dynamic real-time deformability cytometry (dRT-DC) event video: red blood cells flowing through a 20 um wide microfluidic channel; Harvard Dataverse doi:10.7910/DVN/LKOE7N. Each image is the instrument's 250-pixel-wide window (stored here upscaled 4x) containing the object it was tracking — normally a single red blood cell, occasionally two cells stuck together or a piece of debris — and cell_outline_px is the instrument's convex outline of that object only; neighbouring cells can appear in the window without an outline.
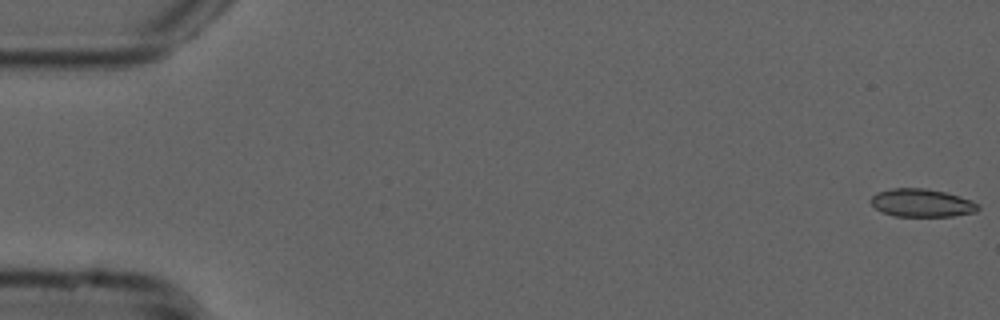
{"species": "common noctule bat (a hibernating species)", "species_latin": "Nyctalus noctula", "temperature_condition": "cold", "stored_images_in_passage": 37, "camera_frame_rate_fps": 3000, "um_per_image_px": 0.085, "animal": {"sex": "male", "forearm_length_mm": 52.5}, "frame": {"image": 1, "passage_image": 1, "time_ms": 0.0, "image_size_px": [1000, 320], "cell_outline_px": [[980, 208], [976, 212], [952, 216], [896, 216], [884, 212], [876, 208], [868, 200], [876, 192], [892, 188], [928, 188], [960, 196], [972, 200], [980, 204]], "centroid_in_image_um": [78.37, 17.24], "position_along_channel_um": 6.6, "area_um2": 17.63}}
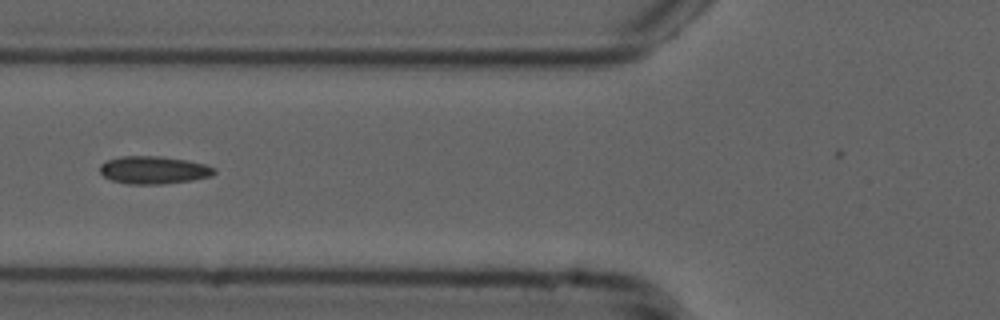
{"frame": {"image": 2, "passage_image": 21, "time_ms": 6.667, "image_size_px": [1000, 320], "cell_outline_px": [[216, 172], [212, 176], [192, 180], [164, 184], [128, 184], [112, 180], [104, 176], [100, 172], [100, 164], [104, 160], [120, 156], [160, 156], [188, 160], [204, 164], [216, 168]], "centroid_in_image_um": [13.06, 14.44], "position_along_channel_um": 112.7, "area_um2": 18.67}}
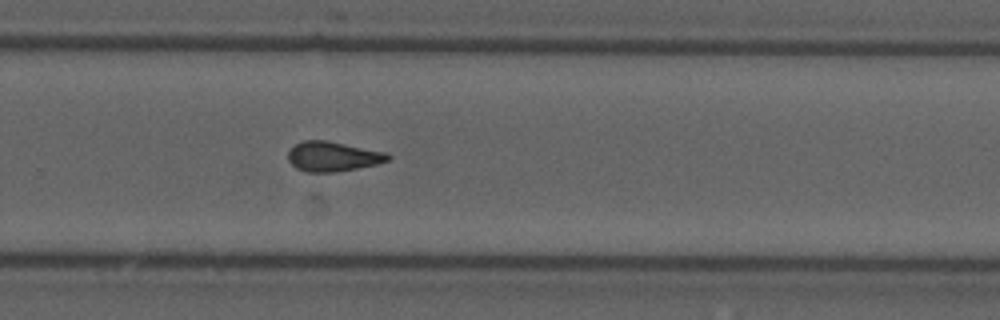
{"frame": {"image": 3, "passage_image": 36, "time_ms": 11.667, "image_size_px": [1000, 320], "cell_outline_px": [[392, 156], [388, 160], [376, 164], [336, 172], [308, 172], [296, 168], [288, 160], [288, 152], [296, 144], [304, 140], [328, 140], [388, 152]], "centroid_in_image_um": [28.32, 13.29], "position_along_channel_um": 301.5, "area_um2": 17.4}}